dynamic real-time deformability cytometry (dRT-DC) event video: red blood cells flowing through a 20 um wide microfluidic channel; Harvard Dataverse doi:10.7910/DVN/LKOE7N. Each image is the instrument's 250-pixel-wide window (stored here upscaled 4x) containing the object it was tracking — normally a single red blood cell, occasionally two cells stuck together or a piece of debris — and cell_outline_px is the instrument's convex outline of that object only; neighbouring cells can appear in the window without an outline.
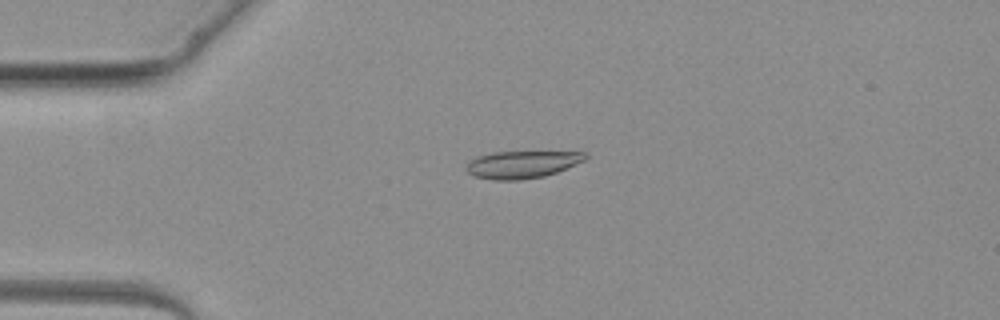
{"species": "common noctule bat (a hibernating species)", "species_latin": "Nyctalus noctula", "temperature_condition": "warm", "stored_images_in_passage": 4, "camera_frame_rate_fps": 3000, "um_per_image_px": 0.085, "animal": {"sex": "female", "body_mass_g": 19.3, "forearm_length_mm": 54.1}, "frame": {"image": 1, "passage_image": 3, "time_ms": 2.667, "image_size_px": [1000, 320], "cell_outline_px": [[588, 156], [584, 160], [556, 172], [544, 176], [520, 180], [492, 180], [476, 176], [468, 172], [464, 168], [468, 160], [476, 156], [492, 152], [588, 152]], "centroid_in_image_um": [44.32, 13.97], "position_along_channel_um": 40.7, "area_um2": 18.96}}